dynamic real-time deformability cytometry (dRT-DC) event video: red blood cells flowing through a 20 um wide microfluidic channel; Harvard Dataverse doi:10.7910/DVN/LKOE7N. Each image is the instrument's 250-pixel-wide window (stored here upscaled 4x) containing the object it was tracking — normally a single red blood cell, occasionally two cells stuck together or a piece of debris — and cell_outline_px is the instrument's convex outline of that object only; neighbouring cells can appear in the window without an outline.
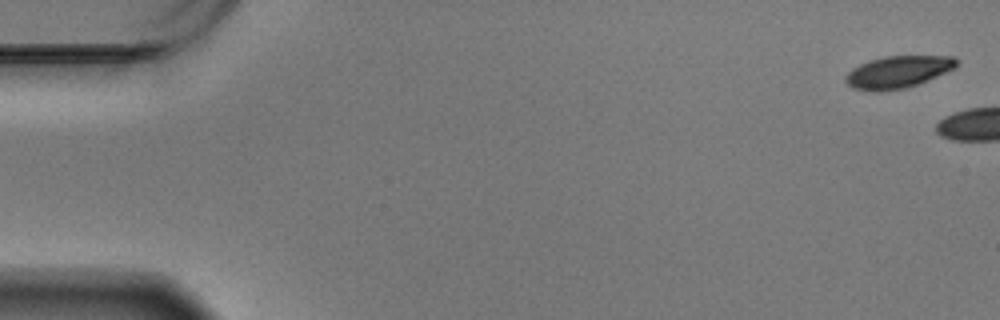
{"species": "Egyptian fruit bat (a non-hibernating species)", "species_latin": "Rousettus aegyptiacus", "temperature_condition": "warm", "stored_images_in_passage": 5, "camera_frame_rate_fps": 3000, "um_per_image_px": 0.085, "animal": {"sex": "male"}, "frame": {"image": 1, "passage_image": 1, "time_ms": 0.0, "image_size_px": [1000, 320], "cell_outline_px": [[960, 60], [956, 68], [916, 84], [904, 88], [880, 92], [868, 92], [852, 88], [844, 80], [844, 76], [852, 68], [868, 60], [884, 56], [952, 56]], "centroid_in_image_um": [76.29, 6.12], "position_along_channel_um": 8.7, "area_um2": 20.98}}